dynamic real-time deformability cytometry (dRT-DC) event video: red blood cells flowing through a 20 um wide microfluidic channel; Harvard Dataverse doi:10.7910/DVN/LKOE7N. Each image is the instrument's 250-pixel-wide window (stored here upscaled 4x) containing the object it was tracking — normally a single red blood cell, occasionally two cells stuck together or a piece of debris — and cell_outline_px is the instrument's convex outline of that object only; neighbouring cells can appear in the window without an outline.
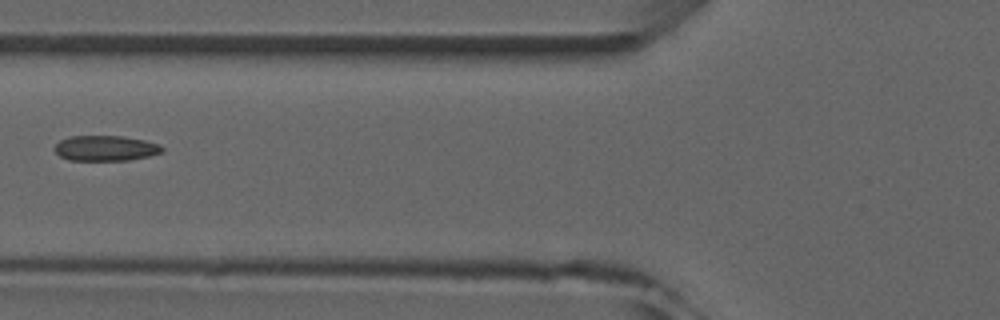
{"species": "common noctule bat (a hibernating species)", "species_latin": "Nyctalus noctula", "temperature_condition": "room temperature", "stored_images_in_passage": 7, "camera_frame_rate_fps": 3000, "um_per_image_px": 0.085, "animal": {"sex": "male", "forearm_length_mm": 52.5}, "frame": {"image": 1, "passage_image": 6, "time_ms": 6.0, "image_size_px": [1000, 320], "cell_outline_px": [[164, 152], [148, 156], [128, 160], [68, 160], [60, 156], [52, 148], [60, 140], [72, 136], [124, 136], [144, 140], [160, 144], [164, 148]], "centroid_in_image_um": [8.98, 12.59], "position_along_channel_um": 116.8, "area_um2": 15.95}}
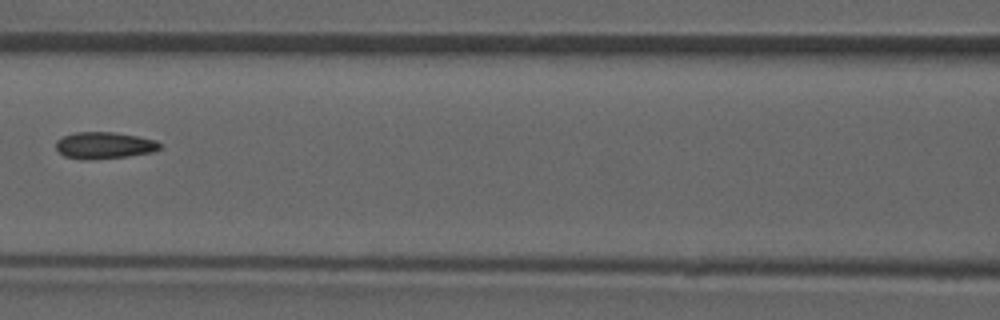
{"frame": {"image": 2, "passage_image": 7, "time_ms": 7.0, "image_size_px": [1000, 320], "cell_outline_px": [[160, 148], [152, 152], [128, 156], [92, 160], [84, 160], [64, 156], [56, 148], [56, 140], [64, 136], [76, 132], [112, 132], [136, 136], [156, 140], [160, 144]], "centroid_in_image_um": [8.84, 12.36], "position_along_channel_um": 157.8, "area_um2": 16.13}}